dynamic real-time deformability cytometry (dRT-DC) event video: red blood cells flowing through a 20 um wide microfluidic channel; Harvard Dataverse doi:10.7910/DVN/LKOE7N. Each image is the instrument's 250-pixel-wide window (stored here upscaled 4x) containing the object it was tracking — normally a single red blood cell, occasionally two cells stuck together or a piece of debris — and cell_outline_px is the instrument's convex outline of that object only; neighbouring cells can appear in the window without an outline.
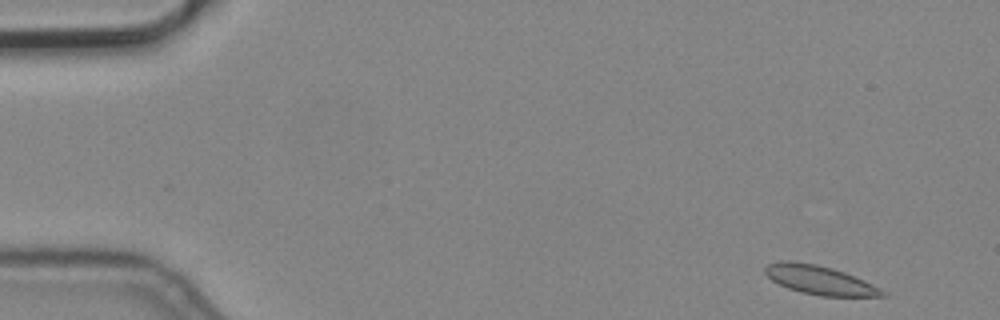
{"species": "common noctule bat (a hibernating species)", "species_latin": "Nyctalus noctula", "temperature_condition": "cold", "stored_images_in_passage": 15, "camera_frame_rate_fps": 3000, "um_per_image_px": 0.085, "animal": {"sex": "male", "body_mass_g": 19.2, "forearm_length_mm": 51.8}, "frame": {"image": 1, "passage_image": 1, "time_ms": 0.0, "image_size_px": [1000, 320], "cell_outline_px": [[888, 296], [820, 296], [788, 288], [772, 280], [764, 272], [764, 268], [768, 264], [780, 260], [792, 260], [816, 264], [832, 268], [844, 272], [864, 280], [888, 292]], "centroid_in_image_um": [69.68, 23.79], "position_along_channel_um": 15.3, "area_um2": 19.71}}
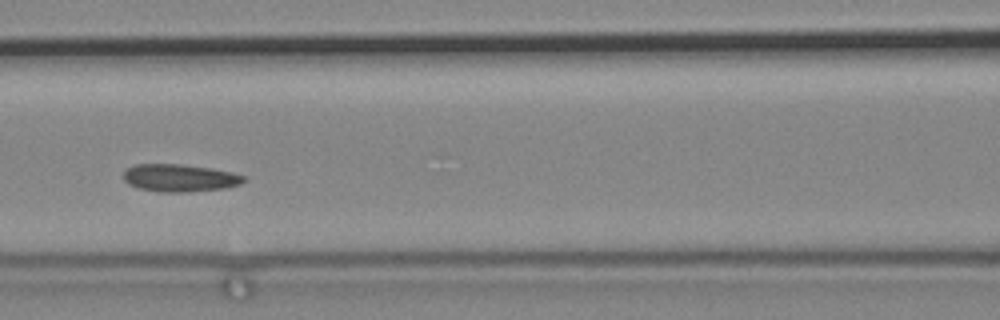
{"frame": {"image": 2, "passage_image": 6, "time_ms": 1.667, "image_size_px": [1000, 320], "cell_outline_px": [[244, 180], [240, 184], [224, 188], [184, 192], [160, 192], [140, 188], [128, 184], [124, 180], [124, 172], [128, 168], [136, 164], [180, 164], [212, 168], [232, 172], [244, 176]], "centroid_in_image_um": [15.26, 15.12], "position_along_channel_um": 151.3, "area_um2": 19.13}}
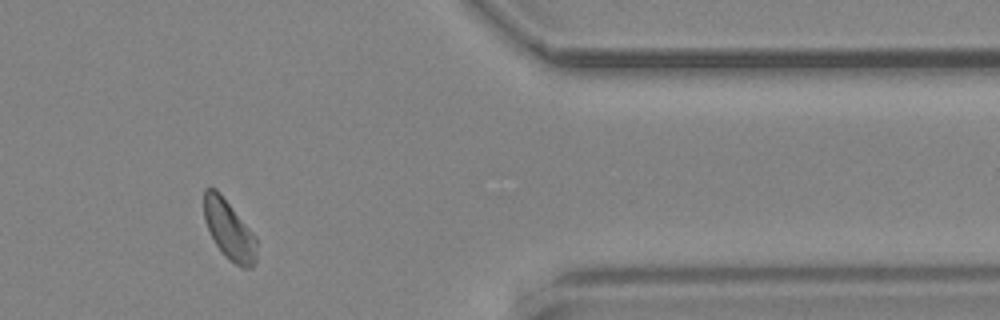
{"frame": {"image": 3, "passage_image": 12, "time_ms": 3.667, "image_size_px": [1000, 320], "cell_outline_px": [[256, 260], [252, 268], [240, 268], [216, 244], [204, 220], [204, 188], [216, 188], [220, 192], [256, 236]], "centroid_in_image_um": [19.49, 19.51], "position_along_channel_um": 391.9, "area_um2": 17.92}}